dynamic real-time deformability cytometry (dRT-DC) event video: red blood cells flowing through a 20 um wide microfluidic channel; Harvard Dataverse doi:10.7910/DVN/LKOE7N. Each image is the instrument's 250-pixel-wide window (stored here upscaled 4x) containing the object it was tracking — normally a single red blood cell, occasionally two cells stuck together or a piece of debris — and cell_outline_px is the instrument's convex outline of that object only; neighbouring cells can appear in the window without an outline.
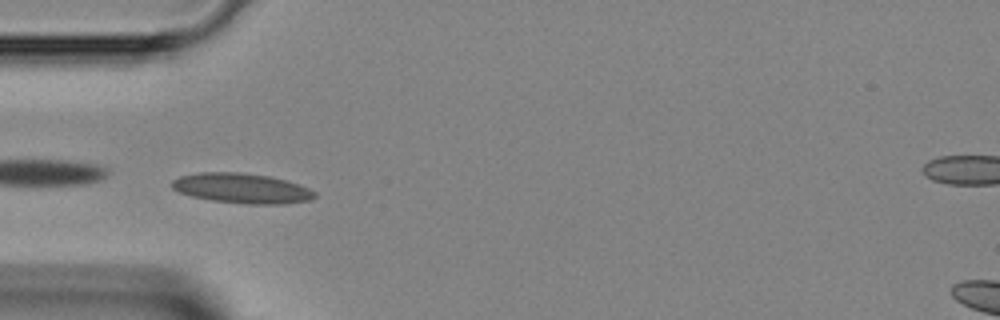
{"species": "Egyptian fruit bat (a non-hibernating species)", "species_latin": "Rousettus aegyptiacus", "temperature_condition": "room temperature", "stored_images_in_passage": 45, "camera_frame_rate_fps": 3000, "um_per_image_px": 0.085, "animal": {"sex": "female"}, "frame": {"image": 1, "passage_image": 14, "time_ms": 4.333, "image_size_px": [1000, 320], "cell_outline_px": [[316, 196], [308, 200], [284, 204], [248, 204], [212, 200], [192, 196], [180, 192], [172, 188], [172, 180], [180, 176], [196, 172], [240, 172], [268, 176], [288, 180], [300, 184], [316, 192]], "centroid_in_image_um": [20.56, 15.99], "position_along_channel_um": 64.4, "area_um2": 24.97}}
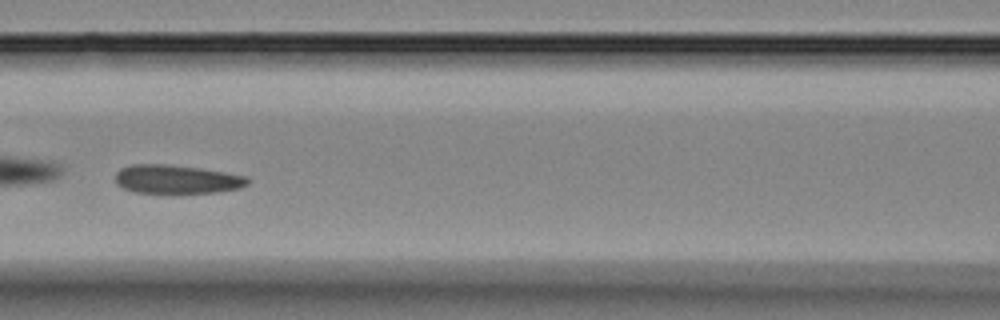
{"frame": {"image": 2, "passage_image": 20, "time_ms": 6.333, "image_size_px": [1000, 320], "cell_outline_px": [[248, 184], [240, 188], [216, 192], [136, 192], [124, 188], [116, 184], [116, 172], [120, 168], [132, 164], [168, 164], [200, 168], [248, 176]], "centroid_in_image_um": [15.01, 15.22], "position_along_channel_um": 151.6, "area_um2": 21.91}}
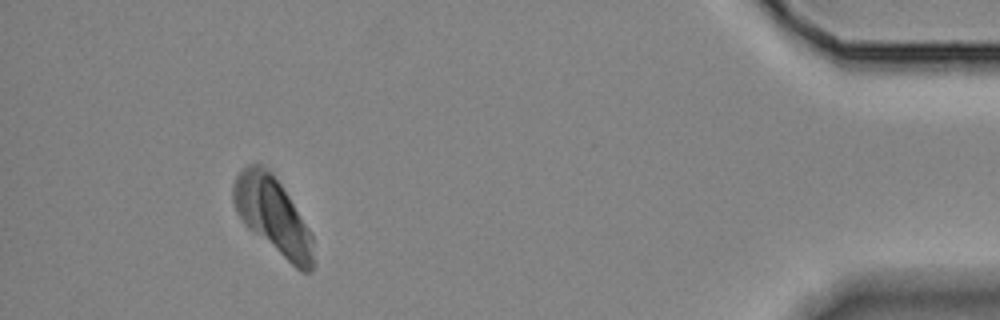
{"frame": {"image": 3, "passage_image": 42, "time_ms": 13.667, "image_size_px": [1000, 320], "cell_outline_px": [[316, 264], [308, 272], [300, 272], [248, 228], [244, 224], [236, 212], [232, 200], [232, 184], [236, 176], [248, 164], [260, 164], [268, 168], [272, 172], [288, 196], [308, 228], [312, 236]], "centroid_in_image_um": [23.19, 18.36], "position_along_channel_um": 412.0, "area_um2": 35.72}}